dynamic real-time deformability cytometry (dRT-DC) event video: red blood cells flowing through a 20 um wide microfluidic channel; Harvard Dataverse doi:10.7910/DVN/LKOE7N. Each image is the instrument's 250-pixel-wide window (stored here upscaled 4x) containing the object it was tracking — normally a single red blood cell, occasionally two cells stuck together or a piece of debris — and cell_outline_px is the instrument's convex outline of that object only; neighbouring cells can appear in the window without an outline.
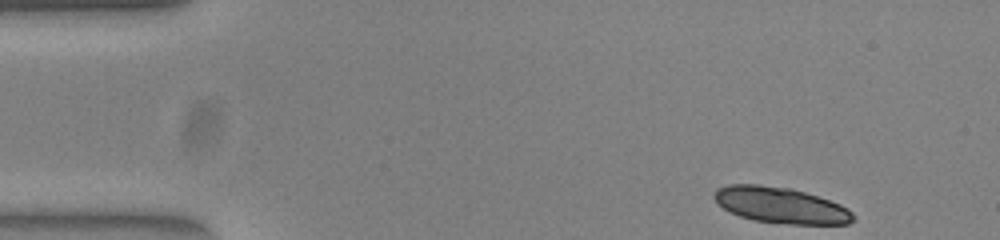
{"species": "common noctule bat (a hibernating species)", "species_latin": "Nyctalus noctula", "temperature_condition": "warm", "stored_images_in_passage": 25, "camera_frame_rate_fps": 3000, "um_per_image_px": 0.085, "animal": {"sex": "female", "body_mass_g": 23.0, "forearm_length_mm": 53.4}, "frame": {"image": 1, "passage_image": 1, "time_ms": 0.0, "image_size_px": [1000, 240], "cell_outline_px": [[856, 220], [848, 224], [788, 224], [752, 220], [740, 216], [724, 208], [712, 196], [716, 188], [728, 184], [760, 184], [792, 188], [840, 204], [848, 208], [856, 216]], "centroid_in_image_um": [66.38, 17.44], "position_along_channel_um": 18.6, "area_um2": 29.25}}
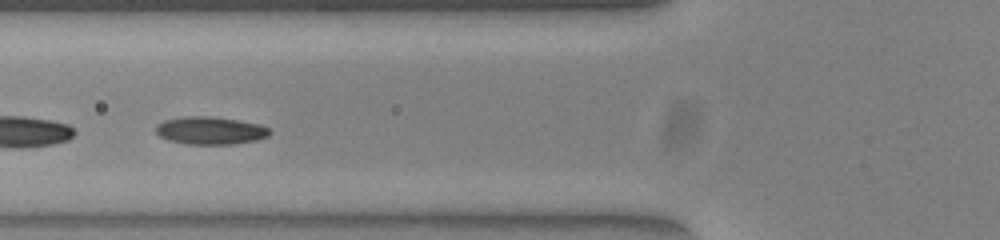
{"frame": {"image": 2, "passage_image": 16, "time_ms": 5.0, "image_size_px": [1000, 240], "cell_outline_px": [[272, 132], [268, 136], [256, 140], [232, 144], [188, 144], [168, 140], [160, 136], [156, 132], [156, 124], [164, 120], [184, 116], [208, 116], [240, 120], [260, 124], [268, 128]], "centroid_in_image_um": [17.88, 11.09], "position_along_channel_um": 107.9, "area_um2": 18.44}}
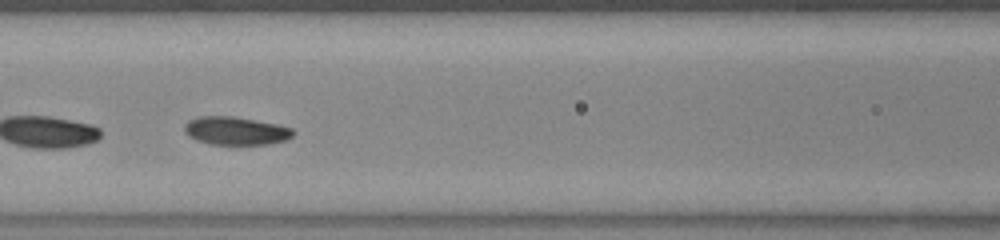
{"frame": {"image": 3, "passage_image": 19, "time_ms": 6.0, "image_size_px": [1000, 240], "cell_outline_px": [[296, 132], [292, 136], [284, 140], [268, 144], [212, 144], [196, 140], [188, 136], [184, 132], [184, 124], [188, 120], [200, 116], [232, 116], [276, 124], [292, 128]], "centroid_in_image_um": [20.0, 11.11], "position_along_channel_um": 146.6, "area_um2": 17.74}}